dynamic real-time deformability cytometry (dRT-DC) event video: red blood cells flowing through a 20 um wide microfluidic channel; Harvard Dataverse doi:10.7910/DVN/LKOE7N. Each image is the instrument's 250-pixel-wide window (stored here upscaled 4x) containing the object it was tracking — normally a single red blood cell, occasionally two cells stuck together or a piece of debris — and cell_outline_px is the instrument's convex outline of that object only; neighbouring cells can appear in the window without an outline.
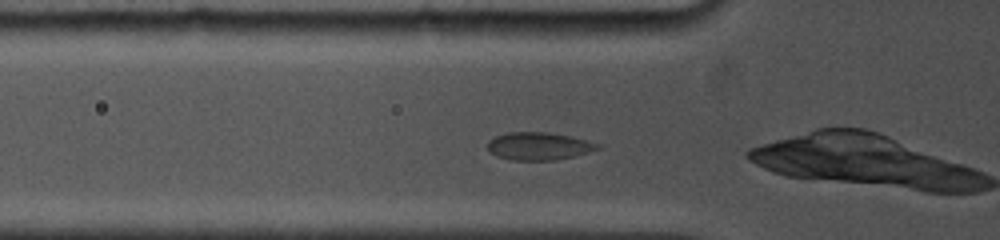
{"species": "common noctule bat (a hibernating species)", "species_latin": "Nyctalus noctula", "temperature_condition": "cold", "stored_images_in_passage": 9, "camera_frame_rate_fps": 5000, "um_per_image_px": 0.085, "animal": {"sex": "female", "body_mass_g": 19.0, "forearm_length_mm": 53.3}, "frame": {"image": 1, "passage_image": 3, "time_ms": 0.6, "image_size_px": [1000, 240], "cell_outline_px": [[600, 148], [588, 152], [556, 160], [512, 160], [496, 156], [488, 148], [488, 140], [496, 136], [508, 132], [548, 132], [588, 140], [600, 144]], "centroid_in_image_um": [45.79, 12.42], "position_along_channel_um": 80.0, "area_um2": 17.63}}
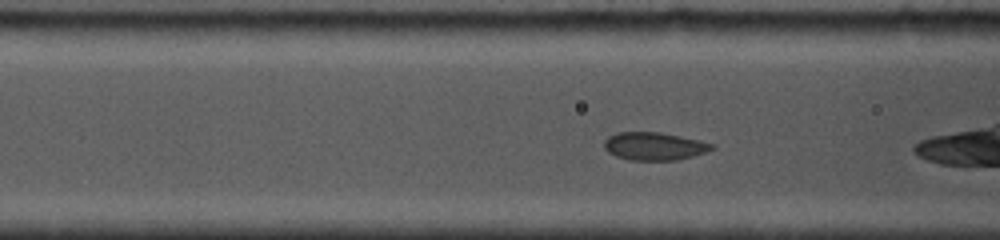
{"frame": {"image": 2, "passage_image": 6, "time_ms": 1.4, "image_size_px": [1000, 240], "cell_outline_px": [[716, 148], [692, 156], [676, 160], [628, 160], [616, 156], [608, 152], [604, 148], [604, 140], [608, 136], [616, 132], [660, 132], [680, 136], [716, 144]], "centroid_in_image_um": [55.59, 12.42], "position_along_channel_um": 111.0, "area_um2": 17.57}}